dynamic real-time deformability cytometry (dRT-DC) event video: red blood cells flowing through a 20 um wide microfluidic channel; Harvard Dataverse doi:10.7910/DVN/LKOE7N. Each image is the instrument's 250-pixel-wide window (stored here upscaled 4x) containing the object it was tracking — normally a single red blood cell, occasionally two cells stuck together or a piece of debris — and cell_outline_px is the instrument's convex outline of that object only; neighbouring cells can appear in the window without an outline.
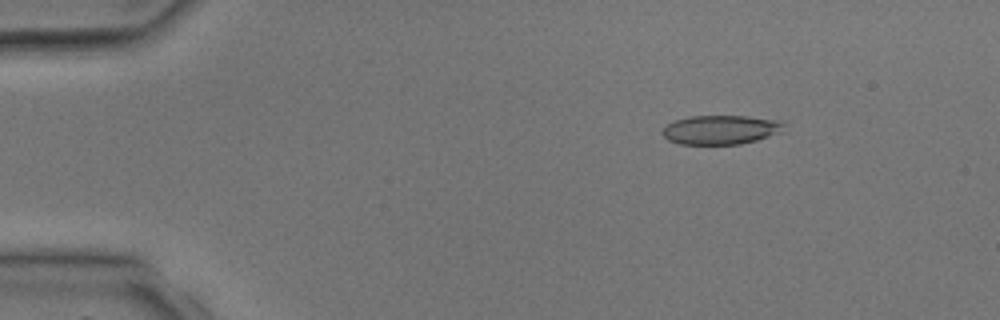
{"species": "common noctule bat (a hibernating species)", "species_latin": "Nyctalus noctula", "temperature_condition": "room temperature", "stored_images_in_passage": 4, "camera_frame_rate_fps": 3000, "um_per_image_px": 0.085, "animal": {"sex": "male", "body_mass_g": 17.9, "forearm_length_mm": 54.2}, "frame": {"image": 1, "passage_image": 2, "time_ms": 1.333, "image_size_px": [1000, 320], "cell_outline_px": [[784, 132], [756, 140], [740, 144], [680, 144], [668, 140], [660, 132], [668, 124], [676, 120], [688, 116], [748, 116], [780, 120], [784, 124]], "centroid_in_image_um": [61.29, 11.02], "position_along_channel_um": 23.7, "area_um2": 20.75}}
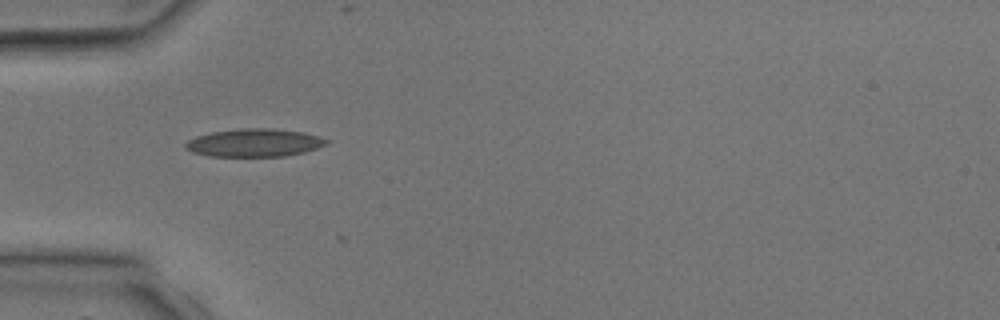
{"frame": {"image": 2, "passage_image": 4, "time_ms": 3.667, "image_size_px": [1000, 320], "cell_outline_px": [[328, 144], [304, 152], [284, 156], [208, 156], [192, 152], [184, 148], [184, 144], [188, 140], [196, 136], [212, 132], [240, 128], [272, 128], [304, 132], [320, 136], [328, 140]], "centroid_in_image_um": [21.61, 12.13], "position_along_channel_um": 63.4, "area_um2": 23.06}}